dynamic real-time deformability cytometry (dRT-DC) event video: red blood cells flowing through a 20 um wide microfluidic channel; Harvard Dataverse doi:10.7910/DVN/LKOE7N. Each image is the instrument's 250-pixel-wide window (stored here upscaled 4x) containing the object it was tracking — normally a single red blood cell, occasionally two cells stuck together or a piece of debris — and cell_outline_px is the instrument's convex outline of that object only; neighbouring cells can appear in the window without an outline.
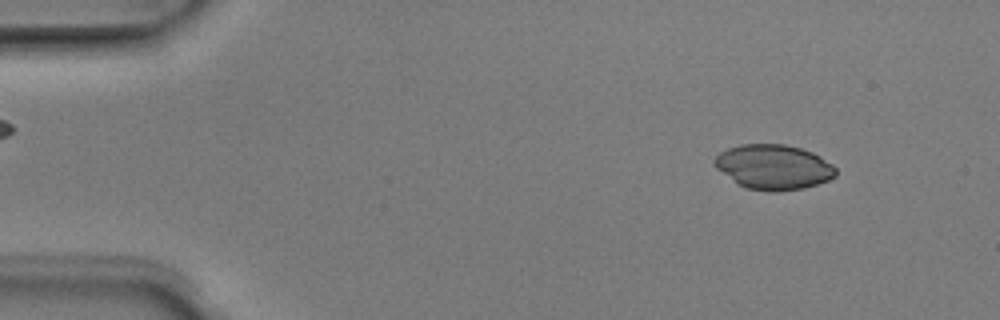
{"species": "Egyptian fruit bat (a non-hibernating species)", "species_latin": "Rousettus aegyptiacus", "temperature_condition": "room temperature", "stored_images_in_passage": 5, "camera_frame_rate_fps": 3000, "um_per_image_px": 0.085, "animal": {"sex": "male"}, "frame": {"image": 1, "passage_image": 1, "time_ms": 0.0, "image_size_px": [1000, 320], "cell_outline_px": [[836, 176], [828, 180], [804, 188], [776, 192], [768, 192], [748, 188], [740, 184], [716, 168], [712, 164], [712, 160], [720, 152], [728, 148], [740, 144], [784, 144], [800, 148], [812, 152], [820, 156], [832, 164], [836, 168]], "centroid_in_image_um": [65.75, 14.19], "position_along_channel_um": 19.2, "area_um2": 31.67}}